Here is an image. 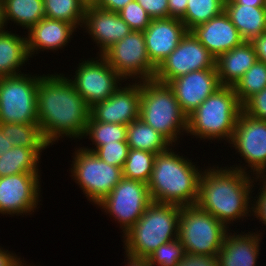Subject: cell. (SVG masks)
I'll return each instance as SVG.
<instances>
[{"mask_svg":"<svg viewBox=\"0 0 266 266\" xmlns=\"http://www.w3.org/2000/svg\"><path fill=\"white\" fill-rule=\"evenodd\" d=\"M90 109L68 76L62 73L41 75L37 90L38 124L50 146L64 136L81 140Z\"/></svg>","mask_w":266,"mask_h":266,"instance_id":"6da1fadb","label":"cell"},{"mask_svg":"<svg viewBox=\"0 0 266 266\" xmlns=\"http://www.w3.org/2000/svg\"><path fill=\"white\" fill-rule=\"evenodd\" d=\"M209 167L203 168L199 178L196 205L228 228L237 220L240 222L244 217H251L255 176L232 169L228 165Z\"/></svg>","mask_w":266,"mask_h":266,"instance_id":"7a4b0ae2","label":"cell"},{"mask_svg":"<svg viewBox=\"0 0 266 266\" xmlns=\"http://www.w3.org/2000/svg\"><path fill=\"white\" fill-rule=\"evenodd\" d=\"M174 150V146H171L155 156L147 184L151 200L180 206L196 205L202 169Z\"/></svg>","mask_w":266,"mask_h":266,"instance_id":"3957f363","label":"cell"},{"mask_svg":"<svg viewBox=\"0 0 266 266\" xmlns=\"http://www.w3.org/2000/svg\"><path fill=\"white\" fill-rule=\"evenodd\" d=\"M243 110L232 86H221L187 116V136L230 143Z\"/></svg>","mask_w":266,"mask_h":266,"instance_id":"277c9868","label":"cell"},{"mask_svg":"<svg viewBox=\"0 0 266 266\" xmlns=\"http://www.w3.org/2000/svg\"><path fill=\"white\" fill-rule=\"evenodd\" d=\"M180 214V205L152 202L122 235L124 253L149 257L160 245L177 239Z\"/></svg>","mask_w":266,"mask_h":266,"instance_id":"5b68a950","label":"cell"},{"mask_svg":"<svg viewBox=\"0 0 266 266\" xmlns=\"http://www.w3.org/2000/svg\"><path fill=\"white\" fill-rule=\"evenodd\" d=\"M139 118L174 146L178 145L180 136L187 133V115L182 111L173 90L168 84L154 79L141 81Z\"/></svg>","mask_w":266,"mask_h":266,"instance_id":"8992f818","label":"cell"},{"mask_svg":"<svg viewBox=\"0 0 266 266\" xmlns=\"http://www.w3.org/2000/svg\"><path fill=\"white\" fill-rule=\"evenodd\" d=\"M230 229L197 205L181 206L178 239L185 253L216 256Z\"/></svg>","mask_w":266,"mask_h":266,"instance_id":"52a82bcc","label":"cell"},{"mask_svg":"<svg viewBox=\"0 0 266 266\" xmlns=\"http://www.w3.org/2000/svg\"><path fill=\"white\" fill-rule=\"evenodd\" d=\"M76 149L72 156L70 176L88 201L96 206L123 178L122 168L104 162L94 152L83 147Z\"/></svg>","mask_w":266,"mask_h":266,"instance_id":"ba28073f","label":"cell"},{"mask_svg":"<svg viewBox=\"0 0 266 266\" xmlns=\"http://www.w3.org/2000/svg\"><path fill=\"white\" fill-rule=\"evenodd\" d=\"M39 75L23 72L0 78V123L38 124Z\"/></svg>","mask_w":266,"mask_h":266,"instance_id":"9c48e42d","label":"cell"},{"mask_svg":"<svg viewBox=\"0 0 266 266\" xmlns=\"http://www.w3.org/2000/svg\"><path fill=\"white\" fill-rule=\"evenodd\" d=\"M151 203L147 184L123 177L97 207L117 221L125 234Z\"/></svg>","mask_w":266,"mask_h":266,"instance_id":"30bf717a","label":"cell"},{"mask_svg":"<svg viewBox=\"0 0 266 266\" xmlns=\"http://www.w3.org/2000/svg\"><path fill=\"white\" fill-rule=\"evenodd\" d=\"M102 56L125 81H146L155 78L157 68L148 57L143 31L132 30L108 48Z\"/></svg>","mask_w":266,"mask_h":266,"instance_id":"8fae6325","label":"cell"},{"mask_svg":"<svg viewBox=\"0 0 266 266\" xmlns=\"http://www.w3.org/2000/svg\"><path fill=\"white\" fill-rule=\"evenodd\" d=\"M229 144L230 148L233 147L236 153L238 152L239 156L245 161L242 165L236 163L230 168L248 174L252 172L251 175L255 177H258L266 169L265 120L251 117L242 110Z\"/></svg>","mask_w":266,"mask_h":266,"instance_id":"7c38bea8","label":"cell"},{"mask_svg":"<svg viewBox=\"0 0 266 266\" xmlns=\"http://www.w3.org/2000/svg\"><path fill=\"white\" fill-rule=\"evenodd\" d=\"M77 66L69 79L90 108L108 99L125 82L102 55L84 59Z\"/></svg>","mask_w":266,"mask_h":266,"instance_id":"4fadbf2b","label":"cell"},{"mask_svg":"<svg viewBox=\"0 0 266 266\" xmlns=\"http://www.w3.org/2000/svg\"><path fill=\"white\" fill-rule=\"evenodd\" d=\"M215 61V57L188 31L156 69L154 80L168 84L171 80L192 71L216 69Z\"/></svg>","mask_w":266,"mask_h":266,"instance_id":"5bb4252c","label":"cell"},{"mask_svg":"<svg viewBox=\"0 0 266 266\" xmlns=\"http://www.w3.org/2000/svg\"><path fill=\"white\" fill-rule=\"evenodd\" d=\"M40 172L0 177V214L32 215L41 201ZM35 210V211H34Z\"/></svg>","mask_w":266,"mask_h":266,"instance_id":"9a60e30c","label":"cell"},{"mask_svg":"<svg viewBox=\"0 0 266 266\" xmlns=\"http://www.w3.org/2000/svg\"><path fill=\"white\" fill-rule=\"evenodd\" d=\"M124 85L105 101L91 107L90 116L95 121L129 125L140 117L141 81Z\"/></svg>","mask_w":266,"mask_h":266,"instance_id":"2e32d148","label":"cell"},{"mask_svg":"<svg viewBox=\"0 0 266 266\" xmlns=\"http://www.w3.org/2000/svg\"><path fill=\"white\" fill-rule=\"evenodd\" d=\"M182 111L188 116L221 87L216 69H202L179 76L168 83Z\"/></svg>","mask_w":266,"mask_h":266,"instance_id":"e0dca14e","label":"cell"},{"mask_svg":"<svg viewBox=\"0 0 266 266\" xmlns=\"http://www.w3.org/2000/svg\"><path fill=\"white\" fill-rule=\"evenodd\" d=\"M82 28L97 44L99 48L97 55H102L132 31L118 12L108 11L95 5L86 6Z\"/></svg>","mask_w":266,"mask_h":266,"instance_id":"ac0fdd59","label":"cell"},{"mask_svg":"<svg viewBox=\"0 0 266 266\" xmlns=\"http://www.w3.org/2000/svg\"><path fill=\"white\" fill-rule=\"evenodd\" d=\"M188 32L181 19H152L143 31L148 57L158 68L167 56L178 46Z\"/></svg>","mask_w":266,"mask_h":266,"instance_id":"d6986e66","label":"cell"},{"mask_svg":"<svg viewBox=\"0 0 266 266\" xmlns=\"http://www.w3.org/2000/svg\"><path fill=\"white\" fill-rule=\"evenodd\" d=\"M190 32L215 59L245 41L225 11Z\"/></svg>","mask_w":266,"mask_h":266,"instance_id":"ffe728a7","label":"cell"},{"mask_svg":"<svg viewBox=\"0 0 266 266\" xmlns=\"http://www.w3.org/2000/svg\"><path fill=\"white\" fill-rule=\"evenodd\" d=\"M76 28L66 21L44 17L24 33H27L26 43L29 57L36 56L34 54H39L40 51H58L65 48L75 35L73 33L77 31Z\"/></svg>","mask_w":266,"mask_h":266,"instance_id":"44dd1931","label":"cell"},{"mask_svg":"<svg viewBox=\"0 0 266 266\" xmlns=\"http://www.w3.org/2000/svg\"><path fill=\"white\" fill-rule=\"evenodd\" d=\"M226 234L218 257V266H258L262 232H239Z\"/></svg>","mask_w":266,"mask_h":266,"instance_id":"7402d4cb","label":"cell"},{"mask_svg":"<svg viewBox=\"0 0 266 266\" xmlns=\"http://www.w3.org/2000/svg\"><path fill=\"white\" fill-rule=\"evenodd\" d=\"M258 60L255 47L251 41L219 55L215 68L221 86H232L242 78L245 72Z\"/></svg>","mask_w":266,"mask_h":266,"instance_id":"603a6c76","label":"cell"},{"mask_svg":"<svg viewBox=\"0 0 266 266\" xmlns=\"http://www.w3.org/2000/svg\"><path fill=\"white\" fill-rule=\"evenodd\" d=\"M224 11L245 41L266 32V8L235 4L225 0Z\"/></svg>","mask_w":266,"mask_h":266,"instance_id":"cb8c5ba5","label":"cell"},{"mask_svg":"<svg viewBox=\"0 0 266 266\" xmlns=\"http://www.w3.org/2000/svg\"><path fill=\"white\" fill-rule=\"evenodd\" d=\"M23 36L6 29L0 32V78L22 74L20 69L29 62L26 35Z\"/></svg>","mask_w":266,"mask_h":266,"instance_id":"d4e9b609","label":"cell"},{"mask_svg":"<svg viewBox=\"0 0 266 266\" xmlns=\"http://www.w3.org/2000/svg\"><path fill=\"white\" fill-rule=\"evenodd\" d=\"M45 17L43 0H4L3 20L27 31ZM11 21V22H9Z\"/></svg>","mask_w":266,"mask_h":266,"instance_id":"484cf974","label":"cell"},{"mask_svg":"<svg viewBox=\"0 0 266 266\" xmlns=\"http://www.w3.org/2000/svg\"><path fill=\"white\" fill-rule=\"evenodd\" d=\"M46 148L14 146L0 156V177L24 172H40L41 152Z\"/></svg>","mask_w":266,"mask_h":266,"instance_id":"4316f807","label":"cell"},{"mask_svg":"<svg viewBox=\"0 0 266 266\" xmlns=\"http://www.w3.org/2000/svg\"><path fill=\"white\" fill-rule=\"evenodd\" d=\"M126 141L130 149L165 152L173 146L163 135L138 118L127 125Z\"/></svg>","mask_w":266,"mask_h":266,"instance_id":"83f0119b","label":"cell"},{"mask_svg":"<svg viewBox=\"0 0 266 266\" xmlns=\"http://www.w3.org/2000/svg\"><path fill=\"white\" fill-rule=\"evenodd\" d=\"M2 133L11 145L24 148H49L39 124L0 123Z\"/></svg>","mask_w":266,"mask_h":266,"instance_id":"f1b7e54d","label":"cell"},{"mask_svg":"<svg viewBox=\"0 0 266 266\" xmlns=\"http://www.w3.org/2000/svg\"><path fill=\"white\" fill-rule=\"evenodd\" d=\"M126 135L127 125L99 122L95 121L90 116L87 123V129L83 138L91 139L92 145H95L92 148H88V146H83V148L87 151L94 152L98 147L106 143L126 141Z\"/></svg>","mask_w":266,"mask_h":266,"instance_id":"f546056e","label":"cell"},{"mask_svg":"<svg viewBox=\"0 0 266 266\" xmlns=\"http://www.w3.org/2000/svg\"><path fill=\"white\" fill-rule=\"evenodd\" d=\"M45 17L62 20L82 28L86 4L82 0H43Z\"/></svg>","mask_w":266,"mask_h":266,"instance_id":"4dcf8cb0","label":"cell"},{"mask_svg":"<svg viewBox=\"0 0 266 266\" xmlns=\"http://www.w3.org/2000/svg\"><path fill=\"white\" fill-rule=\"evenodd\" d=\"M156 154L139 149H129L126 161L122 167L124 178L141 181L148 184Z\"/></svg>","mask_w":266,"mask_h":266,"instance_id":"1f68e13d","label":"cell"},{"mask_svg":"<svg viewBox=\"0 0 266 266\" xmlns=\"http://www.w3.org/2000/svg\"><path fill=\"white\" fill-rule=\"evenodd\" d=\"M225 0H188L186 13L181 21L188 31L206 23L224 11Z\"/></svg>","mask_w":266,"mask_h":266,"instance_id":"d6a6232c","label":"cell"},{"mask_svg":"<svg viewBox=\"0 0 266 266\" xmlns=\"http://www.w3.org/2000/svg\"><path fill=\"white\" fill-rule=\"evenodd\" d=\"M243 105L249 98L266 88V63L257 60L233 87Z\"/></svg>","mask_w":266,"mask_h":266,"instance_id":"836d02e7","label":"cell"},{"mask_svg":"<svg viewBox=\"0 0 266 266\" xmlns=\"http://www.w3.org/2000/svg\"><path fill=\"white\" fill-rule=\"evenodd\" d=\"M185 255L184 247L177 238L160 245L148 259L152 266H176Z\"/></svg>","mask_w":266,"mask_h":266,"instance_id":"e575fe53","label":"cell"},{"mask_svg":"<svg viewBox=\"0 0 266 266\" xmlns=\"http://www.w3.org/2000/svg\"><path fill=\"white\" fill-rule=\"evenodd\" d=\"M118 14L135 31H144L152 20L136 0L129 2Z\"/></svg>","mask_w":266,"mask_h":266,"instance_id":"d590c367","label":"cell"},{"mask_svg":"<svg viewBox=\"0 0 266 266\" xmlns=\"http://www.w3.org/2000/svg\"><path fill=\"white\" fill-rule=\"evenodd\" d=\"M127 141H116L115 143H106L98 147L94 153L104 162L123 167L129 153Z\"/></svg>","mask_w":266,"mask_h":266,"instance_id":"8d00e7d4","label":"cell"},{"mask_svg":"<svg viewBox=\"0 0 266 266\" xmlns=\"http://www.w3.org/2000/svg\"><path fill=\"white\" fill-rule=\"evenodd\" d=\"M242 106L246 114L266 121V88L253 95Z\"/></svg>","mask_w":266,"mask_h":266,"instance_id":"74e56055","label":"cell"},{"mask_svg":"<svg viewBox=\"0 0 266 266\" xmlns=\"http://www.w3.org/2000/svg\"><path fill=\"white\" fill-rule=\"evenodd\" d=\"M255 181L259 185L258 192L255 197L252 196L251 216L257 218L264 226H266V182L255 177ZM262 184H261V183ZM261 184V186H260ZM259 194V195H258ZM255 198V199H254Z\"/></svg>","mask_w":266,"mask_h":266,"instance_id":"f35d334b","label":"cell"},{"mask_svg":"<svg viewBox=\"0 0 266 266\" xmlns=\"http://www.w3.org/2000/svg\"><path fill=\"white\" fill-rule=\"evenodd\" d=\"M152 19L169 18L168 0H136Z\"/></svg>","mask_w":266,"mask_h":266,"instance_id":"ab89813d","label":"cell"},{"mask_svg":"<svg viewBox=\"0 0 266 266\" xmlns=\"http://www.w3.org/2000/svg\"><path fill=\"white\" fill-rule=\"evenodd\" d=\"M176 266H218V257L185 253L183 259Z\"/></svg>","mask_w":266,"mask_h":266,"instance_id":"60d3db41","label":"cell"},{"mask_svg":"<svg viewBox=\"0 0 266 266\" xmlns=\"http://www.w3.org/2000/svg\"><path fill=\"white\" fill-rule=\"evenodd\" d=\"M188 0H168L169 17L182 19L186 13Z\"/></svg>","mask_w":266,"mask_h":266,"instance_id":"b9f144b4","label":"cell"},{"mask_svg":"<svg viewBox=\"0 0 266 266\" xmlns=\"http://www.w3.org/2000/svg\"><path fill=\"white\" fill-rule=\"evenodd\" d=\"M131 1L133 0H97L93 5L108 11L118 12Z\"/></svg>","mask_w":266,"mask_h":266,"instance_id":"7bdbcfd3","label":"cell"},{"mask_svg":"<svg viewBox=\"0 0 266 266\" xmlns=\"http://www.w3.org/2000/svg\"><path fill=\"white\" fill-rule=\"evenodd\" d=\"M255 47L259 61L266 63V32L251 41Z\"/></svg>","mask_w":266,"mask_h":266,"instance_id":"ee69618b","label":"cell"},{"mask_svg":"<svg viewBox=\"0 0 266 266\" xmlns=\"http://www.w3.org/2000/svg\"><path fill=\"white\" fill-rule=\"evenodd\" d=\"M21 257L0 246V266H13Z\"/></svg>","mask_w":266,"mask_h":266,"instance_id":"f6af8a7d","label":"cell"},{"mask_svg":"<svg viewBox=\"0 0 266 266\" xmlns=\"http://www.w3.org/2000/svg\"><path fill=\"white\" fill-rule=\"evenodd\" d=\"M126 261L125 266H152L148 257H138V256H133L128 253L125 255Z\"/></svg>","mask_w":266,"mask_h":266,"instance_id":"bcb514c9","label":"cell"},{"mask_svg":"<svg viewBox=\"0 0 266 266\" xmlns=\"http://www.w3.org/2000/svg\"><path fill=\"white\" fill-rule=\"evenodd\" d=\"M13 146L11 145L10 141L6 136L3 135L1 127H0V156L7 152L8 150L12 149Z\"/></svg>","mask_w":266,"mask_h":266,"instance_id":"7dc6e473","label":"cell"},{"mask_svg":"<svg viewBox=\"0 0 266 266\" xmlns=\"http://www.w3.org/2000/svg\"><path fill=\"white\" fill-rule=\"evenodd\" d=\"M235 4L250 5L254 7H264L265 0H232Z\"/></svg>","mask_w":266,"mask_h":266,"instance_id":"c3c4849f","label":"cell"},{"mask_svg":"<svg viewBox=\"0 0 266 266\" xmlns=\"http://www.w3.org/2000/svg\"><path fill=\"white\" fill-rule=\"evenodd\" d=\"M5 24L3 20V2L0 1V32L5 30Z\"/></svg>","mask_w":266,"mask_h":266,"instance_id":"681fc988","label":"cell"},{"mask_svg":"<svg viewBox=\"0 0 266 266\" xmlns=\"http://www.w3.org/2000/svg\"><path fill=\"white\" fill-rule=\"evenodd\" d=\"M25 262V263H24ZM28 262H26L24 260V257L23 259L21 260V258L13 265V266H31L30 263L29 264H26ZM32 266H35V265H32Z\"/></svg>","mask_w":266,"mask_h":266,"instance_id":"f907efd6","label":"cell"},{"mask_svg":"<svg viewBox=\"0 0 266 266\" xmlns=\"http://www.w3.org/2000/svg\"><path fill=\"white\" fill-rule=\"evenodd\" d=\"M258 178L266 182V169L258 176Z\"/></svg>","mask_w":266,"mask_h":266,"instance_id":"816d5d0a","label":"cell"},{"mask_svg":"<svg viewBox=\"0 0 266 266\" xmlns=\"http://www.w3.org/2000/svg\"><path fill=\"white\" fill-rule=\"evenodd\" d=\"M86 5H93L97 0H82Z\"/></svg>","mask_w":266,"mask_h":266,"instance_id":"f5cc1de1","label":"cell"}]
</instances>
